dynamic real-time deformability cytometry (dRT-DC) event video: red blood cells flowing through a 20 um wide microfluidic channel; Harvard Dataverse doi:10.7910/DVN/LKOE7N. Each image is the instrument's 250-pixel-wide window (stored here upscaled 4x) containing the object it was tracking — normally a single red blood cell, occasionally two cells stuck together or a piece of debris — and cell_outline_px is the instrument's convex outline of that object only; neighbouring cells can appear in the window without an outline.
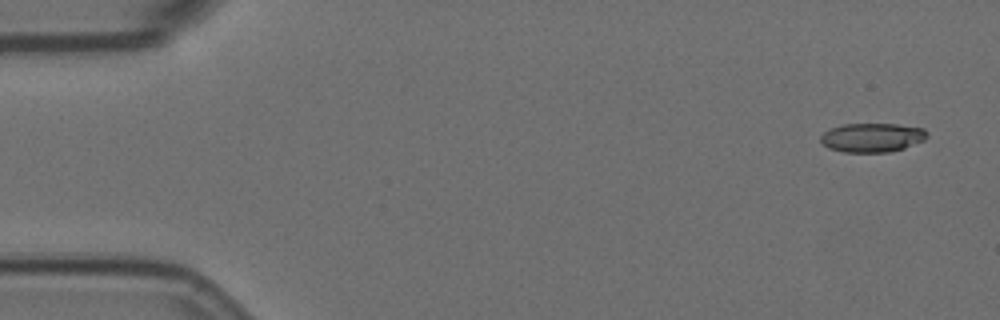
{"species": "Egyptian fruit bat (a non-hibernating species)", "species_latin": "Rousettus aegyptiacus", "temperature_condition": "room temperature", "stored_images_in_passage": 3, "camera_frame_rate_fps": 3000, "um_per_image_px": 0.085, "animal": {"sex": "female"}, "frame": {"image": 1, "passage_image": 1, "time_ms": 0.0, "image_size_px": [1000, 320], "cell_outline_px": [[928, 136], [924, 140], [904, 148], [888, 152], [844, 152], [828, 148], [820, 140], [820, 136], [824, 132], [840, 124], [896, 124], [924, 128], [928, 132]], "centroid_in_image_um": [74.14, 11.69], "position_along_channel_um": 10.9, "area_um2": 18.03}}